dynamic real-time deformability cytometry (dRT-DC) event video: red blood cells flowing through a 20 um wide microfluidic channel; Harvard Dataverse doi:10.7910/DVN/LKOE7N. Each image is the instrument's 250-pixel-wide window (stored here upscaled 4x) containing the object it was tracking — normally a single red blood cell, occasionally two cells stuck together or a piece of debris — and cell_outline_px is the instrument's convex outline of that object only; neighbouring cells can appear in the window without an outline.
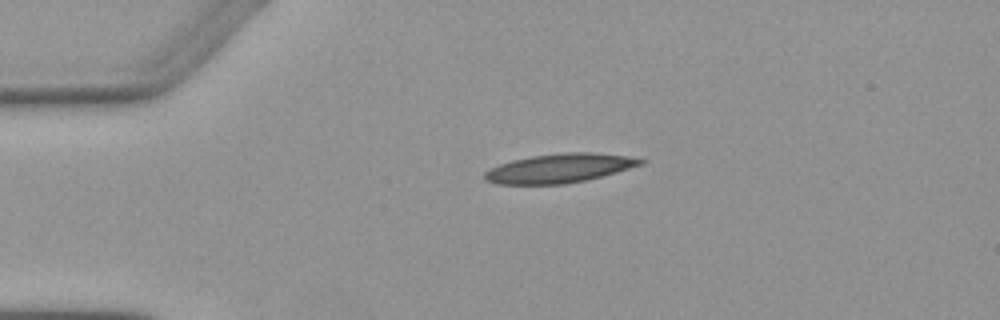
{"species": "Egyptian fruit bat (a non-hibernating species)", "species_latin": "Rousettus aegyptiacus", "temperature_condition": "warm", "stored_images_in_passage": 2, "camera_frame_rate_fps": 3000, "um_per_image_px": 0.085, "animal": {"sex": "female"}, "frame": {"image": 1, "passage_image": 1, "time_ms": 0.0, "image_size_px": [1000, 320], "cell_outline_px": [[648, 160], [644, 164], [616, 172], [584, 180], [564, 184], [496, 184], [484, 180], [484, 172], [488, 168], [512, 160], [532, 156], [564, 152], [592, 152], [628, 156]], "centroid_in_image_um": [47.54, 14.29], "position_along_channel_um": 37.5, "area_um2": 26.41}}